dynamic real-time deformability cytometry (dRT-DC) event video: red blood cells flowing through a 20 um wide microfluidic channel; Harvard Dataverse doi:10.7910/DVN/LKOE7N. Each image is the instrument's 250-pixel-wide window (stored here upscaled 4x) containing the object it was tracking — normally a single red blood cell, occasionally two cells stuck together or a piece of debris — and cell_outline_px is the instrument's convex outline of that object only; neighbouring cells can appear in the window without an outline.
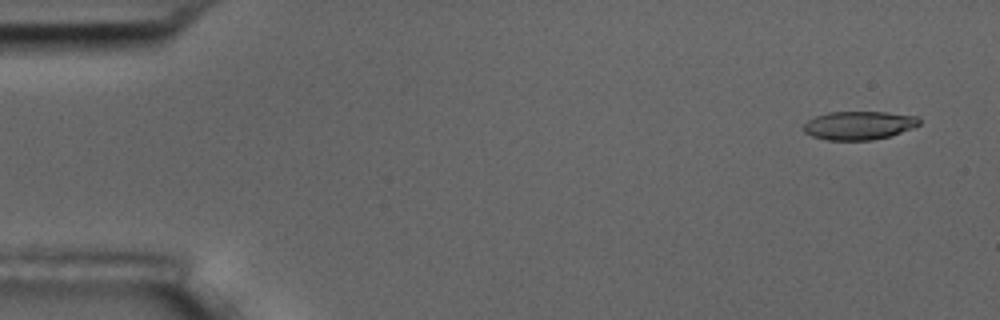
{"species": "common noctule bat (a hibernating species)", "species_latin": "Nyctalus noctula", "temperature_condition": "room temperature", "stored_images_in_passage": 6, "camera_frame_rate_fps": 3000, "um_per_image_px": 0.085, "animal": {"sex": "male", "body_mass_g": 17.5, "forearm_length_mm": 52.3}, "frame": {"image": 1, "passage_image": 1, "time_ms": 0.0, "image_size_px": [1000, 320], "cell_outline_px": [[920, 124], [912, 128], [892, 136], [872, 140], [828, 140], [812, 136], [804, 132], [804, 124], [808, 120], [816, 116], [828, 112], [888, 112], [916, 116], [920, 120]], "centroid_in_image_um": [73.02, 10.66], "position_along_channel_um": 12.0, "area_um2": 19.25}}
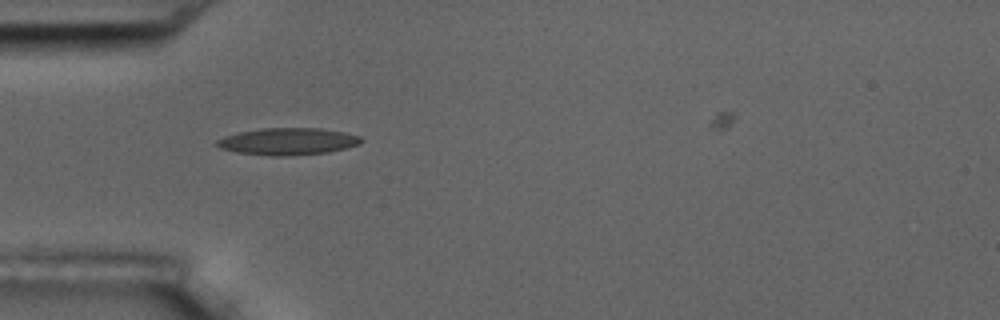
{"frame": {"image": 2, "passage_image": 5, "time_ms": 4.667, "image_size_px": [1000, 320], "cell_outline_px": [[364, 140], [360, 144], [328, 152], [284, 156], [268, 156], [236, 152], [220, 148], [216, 144], [216, 140], [224, 136], [236, 132], [260, 128], [320, 128], [344, 132], [360, 136]], "centroid_in_image_um": [24.44, 12.01], "position_along_channel_um": 60.6, "area_um2": 22.83}}